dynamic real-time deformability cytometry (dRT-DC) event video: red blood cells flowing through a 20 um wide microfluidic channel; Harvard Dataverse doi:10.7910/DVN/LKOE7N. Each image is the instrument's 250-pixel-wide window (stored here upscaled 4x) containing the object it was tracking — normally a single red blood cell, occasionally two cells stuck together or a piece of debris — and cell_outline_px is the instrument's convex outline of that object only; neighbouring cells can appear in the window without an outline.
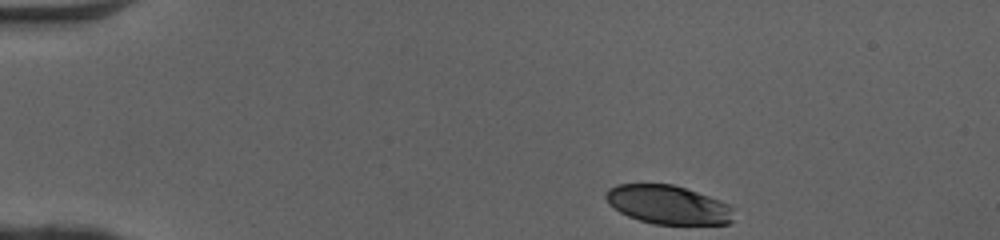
{"species": "human", "species_latin": "Homo sapiens", "temperature_condition": "cold", "stored_images_in_passage": 38, "camera_frame_rate_fps": 3000, "um_per_image_px": 0.085, "donor": {"sex": "female"}, "frame": {"image": 1, "passage_image": 1, "time_ms": 0.0, "image_size_px": [1000, 240], "cell_outline_px": [[732, 220], [728, 224], [652, 224], [628, 216], [620, 212], [608, 204], [604, 196], [608, 188], [616, 184], [672, 184], [720, 200], [728, 204], [732, 208]], "centroid_in_image_um": [56.74, 17.4], "position_along_channel_um": 28.3, "area_um2": 28.78}}
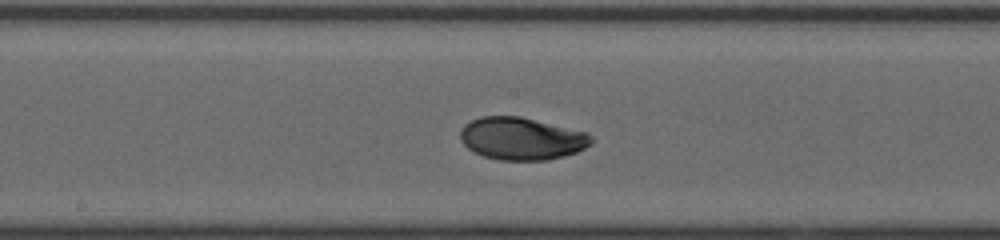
{"frame": {"image": 2, "passage_image": 20, "time_ms": 6.333, "image_size_px": [1000, 240], "cell_outline_px": [[592, 144], [576, 152], [564, 156], [548, 160], [500, 160], [484, 156], [472, 152], [460, 140], [460, 128], [464, 124], [480, 116], [520, 116], [588, 132], [592, 136]], "centroid_in_image_um": [44.32, 11.78], "position_along_channel_um": 203.9, "area_um2": 32.66}}
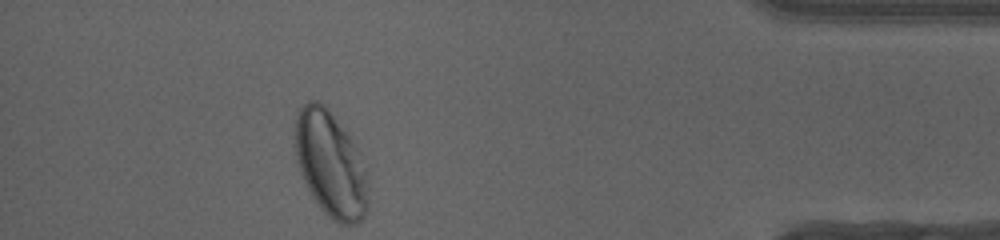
{"frame": {"image": 3, "passage_image": 38, "time_ms": 12.333, "image_size_px": [1000, 240], "cell_outline_px": [[368, 208], [364, 216], [356, 224], [340, 224], [332, 220], [324, 212], [312, 196], [300, 172], [296, 152], [296, 116], [300, 108], [308, 100], [316, 100], [324, 104], [328, 108], [352, 140], [356, 148], [368, 180]], "centroid_in_image_um": [28.11, 13.98], "position_along_channel_um": 407.1, "area_um2": 44.51}, "authors_computed_cell_mechanics": {"area_um2": 32.368, "velocity_mm_per_s": 4.0777, "shape_relaxation_time_tau1_ms": 3.9826, "shape_relaxation_time_tau2_ms": null, "deformation_change_tau1": 0.1682, "deformation_change_tau2": null}}